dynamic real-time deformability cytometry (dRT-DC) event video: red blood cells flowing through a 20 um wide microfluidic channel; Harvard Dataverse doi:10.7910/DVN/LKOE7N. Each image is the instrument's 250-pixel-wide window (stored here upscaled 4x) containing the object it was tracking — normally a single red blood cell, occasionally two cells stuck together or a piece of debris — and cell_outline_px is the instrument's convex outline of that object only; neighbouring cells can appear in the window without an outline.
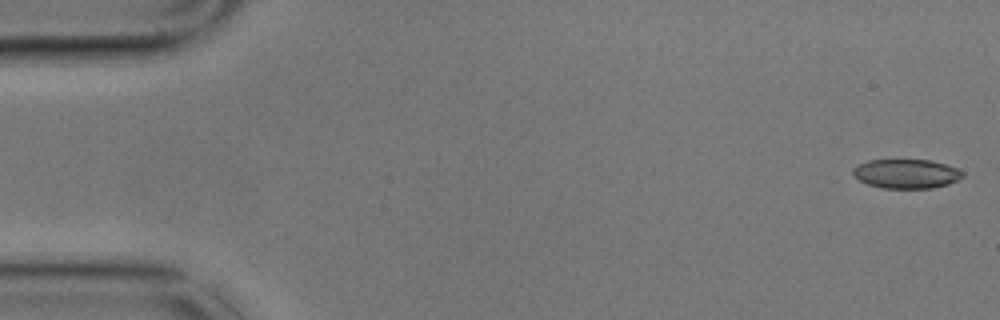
{"species": "common noctule bat (a hibernating species)", "species_latin": "Nyctalus noctula", "temperature_condition": "cold", "stored_images_in_passage": 55, "camera_frame_rate_fps": 3000, "um_per_image_px": 0.085, "animal": {"sex": "male", "body_mass_g": 17.9}, "frame": {"image": 1, "passage_image": 1, "time_ms": 0.0, "image_size_px": [1000, 320], "cell_outline_px": [[964, 176], [948, 184], [932, 188], [880, 188], [868, 184], [860, 180], [852, 172], [852, 168], [856, 164], [868, 160], [932, 160], [956, 168], [964, 172]], "centroid_in_image_um": [77.02, 14.76], "position_along_channel_um": 8.0, "area_um2": 18.67}}
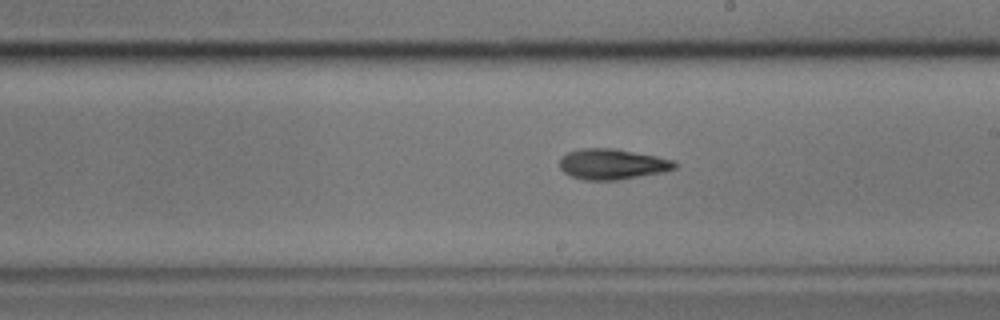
{"frame": {"image": 2, "passage_image": 31, "time_ms": 10.0, "image_size_px": [1000, 320], "cell_outline_px": [[680, 164], [676, 168], [664, 172], [616, 180], [584, 180], [572, 176], [564, 172], [560, 168], [560, 156], [568, 152], [580, 148], [616, 148], [656, 156], [672, 160]], "centroid_in_image_um": [52.05, 13.94], "position_along_channel_um": 237.0, "area_um2": 20.63}}
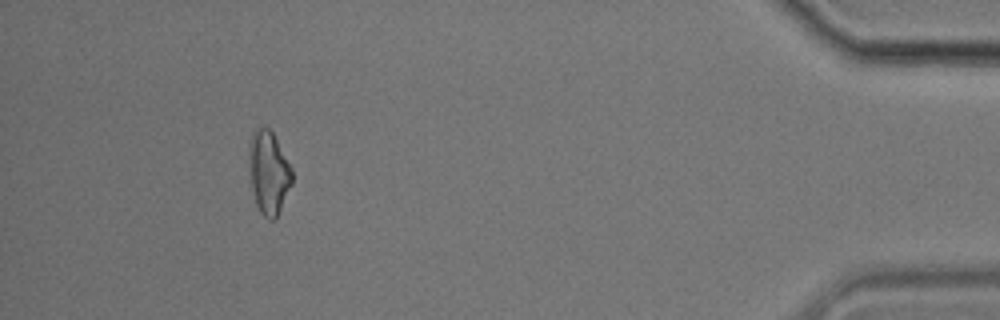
{"frame": {"image": 3, "passage_image": 51, "time_ms": 16.667, "image_size_px": [1000, 320], "cell_outline_px": [[292, 184], [276, 220], [268, 220], [260, 212], [256, 204], [248, 172], [248, 144], [252, 132], [256, 128], [268, 128], [272, 132], [292, 168]], "centroid_in_image_um": [22.81, 14.68], "position_along_channel_um": 412.4, "area_um2": 21.15}, "authors_computed_cell_mechanics": {"area_um2": 20.1722, "velocity_mm_per_s": 3.5655, "shape_relaxation_time_tau1_ms": 5.6342, "shape_relaxation_time_tau2_ms": 6.3815, "deformation_change_tau1": 0.1434, "deformation_change_tau2": 0.1478}}